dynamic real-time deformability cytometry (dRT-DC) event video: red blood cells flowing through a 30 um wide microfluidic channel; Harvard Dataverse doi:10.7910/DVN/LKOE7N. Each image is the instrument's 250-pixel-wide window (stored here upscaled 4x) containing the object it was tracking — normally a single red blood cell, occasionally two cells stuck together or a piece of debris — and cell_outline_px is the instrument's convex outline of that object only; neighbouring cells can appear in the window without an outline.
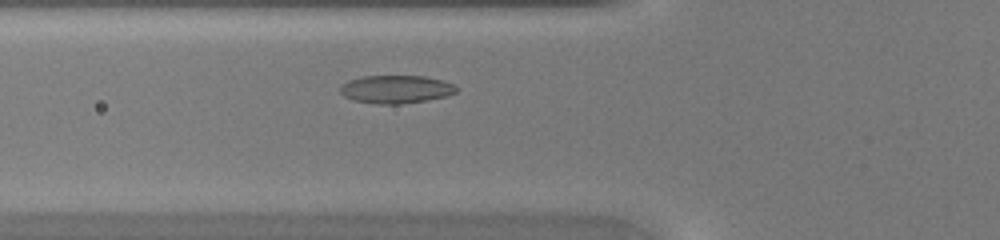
{"species": "common noctule bat (a hibernating species)", "species_latin": "Nyctalus noctula", "temperature_condition": "warm", "stored_images_in_passage": 37, "camera_frame_rate_fps": 3000, "um_per_image_px": 0.085, "animal": {"sex": "female", "body_mass_g": 20.0, "forearm_length_mm": 54.0}, "frame": {"image": 1, "passage_image": 8, "time_ms": 2.333, "image_size_px": [1000, 240], "cell_outline_px": [[456, 92], [448, 96], [400, 104], [376, 104], [352, 100], [344, 96], [340, 92], [340, 84], [348, 80], [364, 76], [424, 76], [444, 80], [452, 84], [456, 88]], "centroid_in_image_um": [33.62, 7.58], "position_along_channel_um": 92.2, "area_um2": 19.02}}
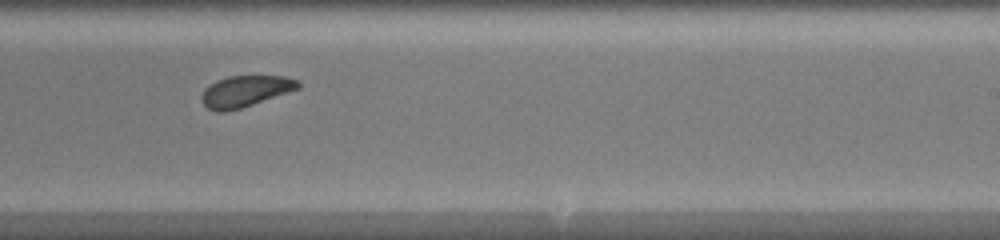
{"frame": {"image": 2, "passage_image": 20, "time_ms": 6.333, "image_size_px": [1000, 240], "cell_outline_px": [[300, 88], [240, 108], [224, 112], [216, 112], [208, 108], [204, 104], [200, 96], [204, 88], [208, 84], [216, 80], [228, 76], [284, 76], [296, 80], [300, 84]], "centroid_in_image_um": [20.79, 7.75], "position_along_channel_um": 268.2, "area_um2": 17.46}}
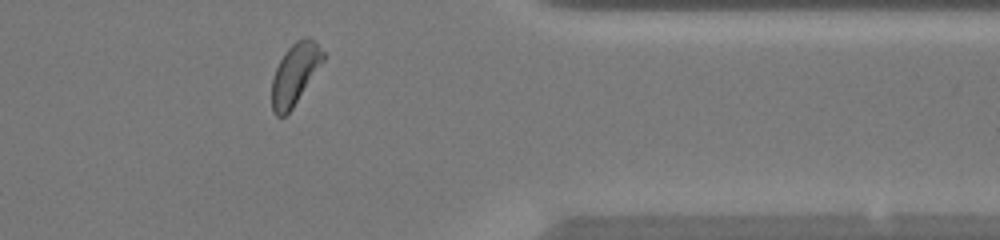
{"frame": {"image": 3, "passage_image": 29, "time_ms": 9.333, "image_size_px": [1000, 240], "cell_outline_px": [[324, 60], [292, 108], [284, 116], [276, 116], [272, 112], [272, 76], [284, 52], [296, 40], [304, 36], [308, 36], [324, 52]], "centroid_in_image_um": [25.04, 6.28], "position_along_channel_um": 386.4, "area_um2": 18.03}}